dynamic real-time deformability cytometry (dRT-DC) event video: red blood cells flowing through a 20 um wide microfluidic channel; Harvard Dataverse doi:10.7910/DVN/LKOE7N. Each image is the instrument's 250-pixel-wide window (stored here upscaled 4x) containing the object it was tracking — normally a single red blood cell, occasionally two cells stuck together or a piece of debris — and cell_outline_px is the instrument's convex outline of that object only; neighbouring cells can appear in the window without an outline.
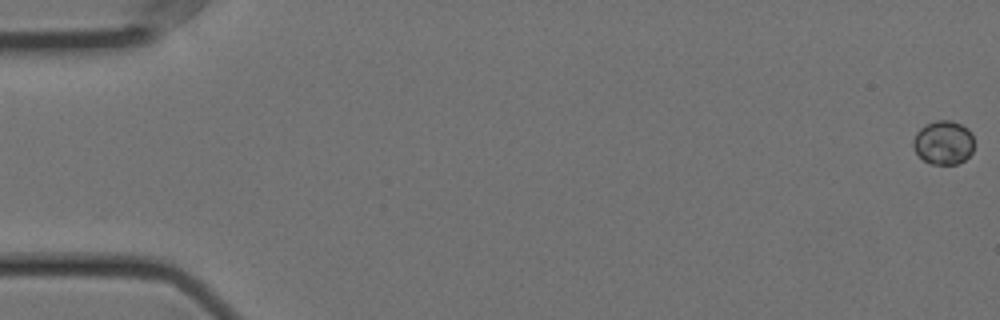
{"species": "Egyptian fruit bat (a non-hibernating species)", "species_latin": "Rousettus aegyptiacus", "temperature_condition": "cold", "stored_images_in_passage": 20, "camera_frame_rate_fps": 3000, "um_per_image_px": 0.085, "animal": {"sex": "female"}, "frame": {"image": 1, "passage_image": 1, "time_ms": 0.0, "image_size_px": [1000, 320], "cell_outline_px": [[972, 152], [964, 160], [956, 164], [932, 164], [924, 160], [916, 152], [912, 144], [912, 140], [916, 132], [924, 124], [936, 120], [952, 120], [968, 128], [972, 132]], "centroid_in_image_um": [80.17, 12.09], "position_along_channel_um": 4.8, "area_um2": 15.61}}
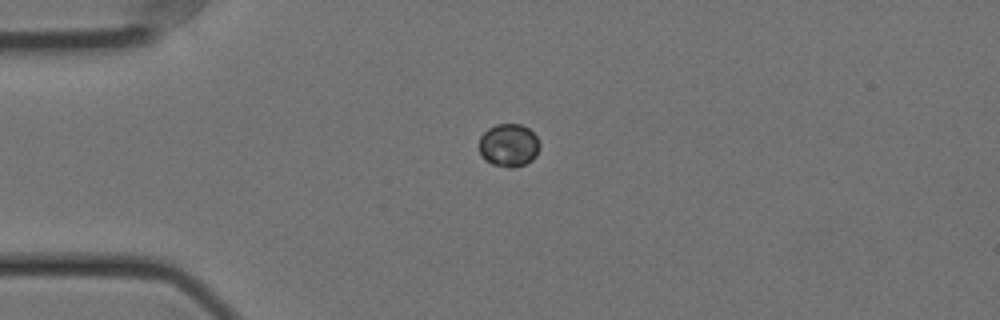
{"frame": {"image": 2, "passage_image": 15, "time_ms": 4.667, "image_size_px": [1000, 320], "cell_outline_px": [[540, 148], [536, 156], [532, 160], [516, 168], [508, 168], [492, 164], [484, 160], [480, 156], [480, 136], [488, 128], [496, 124], [520, 124], [528, 128], [536, 136], [540, 144]], "centroid_in_image_um": [43.24, 12.36], "position_along_channel_um": 41.8, "area_um2": 15.37}}